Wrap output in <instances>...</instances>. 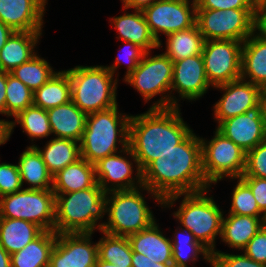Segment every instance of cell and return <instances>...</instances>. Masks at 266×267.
Listing matches in <instances>:
<instances>
[{
  "mask_svg": "<svg viewBox=\"0 0 266 267\" xmlns=\"http://www.w3.org/2000/svg\"><path fill=\"white\" fill-rule=\"evenodd\" d=\"M174 98L171 94L163 95L146 113L130 117L128 147L123 153L132 156L136 171H142L192 132L181 118Z\"/></svg>",
  "mask_w": 266,
  "mask_h": 267,
  "instance_id": "1",
  "label": "cell"
},
{
  "mask_svg": "<svg viewBox=\"0 0 266 267\" xmlns=\"http://www.w3.org/2000/svg\"><path fill=\"white\" fill-rule=\"evenodd\" d=\"M143 190L163 206L166 197L208 189L202 169V145L193 131L142 171Z\"/></svg>",
  "mask_w": 266,
  "mask_h": 267,
  "instance_id": "2",
  "label": "cell"
},
{
  "mask_svg": "<svg viewBox=\"0 0 266 267\" xmlns=\"http://www.w3.org/2000/svg\"><path fill=\"white\" fill-rule=\"evenodd\" d=\"M106 210V192L98 183L85 190L55 195L54 231L57 234L93 233L96 228L101 231L102 224L97 222Z\"/></svg>",
  "mask_w": 266,
  "mask_h": 267,
  "instance_id": "3",
  "label": "cell"
},
{
  "mask_svg": "<svg viewBox=\"0 0 266 267\" xmlns=\"http://www.w3.org/2000/svg\"><path fill=\"white\" fill-rule=\"evenodd\" d=\"M118 112L117 105L87 116L86 127L79 143L81 158L95 164L100 159L121 153L128 147L131 116ZM119 142L122 144L120 151L116 147Z\"/></svg>",
  "mask_w": 266,
  "mask_h": 267,
  "instance_id": "4",
  "label": "cell"
},
{
  "mask_svg": "<svg viewBox=\"0 0 266 267\" xmlns=\"http://www.w3.org/2000/svg\"><path fill=\"white\" fill-rule=\"evenodd\" d=\"M203 189L197 192L181 193L168 196L163 201V207L172 206L182 195L184 199L174 217L190 230L195 238L211 253L215 251V239L221 235L223 212L212 197H207ZM180 196V197H179Z\"/></svg>",
  "mask_w": 266,
  "mask_h": 267,
  "instance_id": "5",
  "label": "cell"
},
{
  "mask_svg": "<svg viewBox=\"0 0 266 267\" xmlns=\"http://www.w3.org/2000/svg\"><path fill=\"white\" fill-rule=\"evenodd\" d=\"M71 101L89 115L117 106V78L105 66H76L67 70Z\"/></svg>",
  "mask_w": 266,
  "mask_h": 267,
  "instance_id": "6",
  "label": "cell"
},
{
  "mask_svg": "<svg viewBox=\"0 0 266 267\" xmlns=\"http://www.w3.org/2000/svg\"><path fill=\"white\" fill-rule=\"evenodd\" d=\"M140 188L143 186L106 192L108 222L101 223V232L128 237L155 222L152 211L139 191Z\"/></svg>",
  "mask_w": 266,
  "mask_h": 267,
  "instance_id": "7",
  "label": "cell"
},
{
  "mask_svg": "<svg viewBox=\"0 0 266 267\" xmlns=\"http://www.w3.org/2000/svg\"><path fill=\"white\" fill-rule=\"evenodd\" d=\"M0 198V218L22 219L44 231H54L55 194L52 189L25 188Z\"/></svg>",
  "mask_w": 266,
  "mask_h": 267,
  "instance_id": "8",
  "label": "cell"
},
{
  "mask_svg": "<svg viewBox=\"0 0 266 267\" xmlns=\"http://www.w3.org/2000/svg\"><path fill=\"white\" fill-rule=\"evenodd\" d=\"M196 24L204 40L244 42L255 32V9H196Z\"/></svg>",
  "mask_w": 266,
  "mask_h": 267,
  "instance_id": "9",
  "label": "cell"
},
{
  "mask_svg": "<svg viewBox=\"0 0 266 267\" xmlns=\"http://www.w3.org/2000/svg\"><path fill=\"white\" fill-rule=\"evenodd\" d=\"M202 145V169L210 186L224 177L240 178L245 170L246 152L217 129L208 141L200 138Z\"/></svg>",
  "mask_w": 266,
  "mask_h": 267,
  "instance_id": "10",
  "label": "cell"
},
{
  "mask_svg": "<svg viewBox=\"0 0 266 267\" xmlns=\"http://www.w3.org/2000/svg\"><path fill=\"white\" fill-rule=\"evenodd\" d=\"M243 42L238 40H206L202 58L205 74L212 87L241 78Z\"/></svg>",
  "mask_w": 266,
  "mask_h": 267,
  "instance_id": "11",
  "label": "cell"
},
{
  "mask_svg": "<svg viewBox=\"0 0 266 267\" xmlns=\"http://www.w3.org/2000/svg\"><path fill=\"white\" fill-rule=\"evenodd\" d=\"M156 0L143 10L151 33L162 45L159 32L168 35L193 27L196 24V1ZM191 7V8H190Z\"/></svg>",
  "mask_w": 266,
  "mask_h": 267,
  "instance_id": "12",
  "label": "cell"
},
{
  "mask_svg": "<svg viewBox=\"0 0 266 267\" xmlns=\"http://www.w3.org/2000/svg\"><path fill=\"white\" fill-rule=\"evenodd\" d=\"M147 51L136 69L124 81L144 97L145 102L156 95L170 93L173 80V61L164 53L149 57Z\"/></svg>",
  "mask_w": 266,
  "mask_h": 267,
  "instance_id": "13",
  "label": "cell"
},
{
  "mask_svg": "<svg viewBox=\"0 0 266 267\" xmlns=\"http://www.w3.org/2000/svg\"><path fill=\"white\" fill-rule=\"evenodd\" d=\"M92 234H57L48 267H94L98 259V243H91Z\"/></svg>",
  "mask_w": 266,
  "mask_h": 267,
  "instance_id": "14",
  "label": "cell"
},
{
  "mask_svg": "<svg viewBox=\"0 0 266 267\" xmlns=\"http://www.w3.org/2000/svg\"><path fill=\"white\" fill-rule=\"evenodd\" d=\"M217 130L245 152L266 141V123L259 102L244 114L221 121Z\"/></svg>",
  "mask_w": 266,
  "mask_h": 267,
  "instance_id": "15",
  "label": "cell"
},
{
  "mask_svg": "<svg viewBox=\"0 0 266 267\" xmlns=\"http://www.w3.org/2000/svg\"><path fill=\"white\" fill-rule=\"evenodd\" d=\"M215 88L224 90L222 98L214 105V116L218 123L244 114L260 102L261 88L246 79L239 78Z\"/></svg>",
  "mask_w": 266,
  "mask_h": 267,
  "instance_id": "16",
  "label": "cell"
},
{
  "mask_svg": "<svg viewBox=\"0 0 266 267\" xmlns=\"http://www.w3.org/2000/svg\"><path fill=\"white\" fill-rule=\"evenodd\" d=\"M210 86L202 54L173 62L171 89L177 91L181 98L196 100L202 97Z\"/></svg>",
  "mask_w": 266,
  "mask_h": 267,
  "instance_id": "17",
  "label": "cell"
},
{
  "mask_svg": "<svg viewBox=\"0 0 266 267\" xmlns=\"http://www.w3.org/2000/svg\"><path fill=\"white\" fill-rule=\"evenodd\" d=\"M133 163L126 157L117 153L106 156L95 163V173L98 185L105 191L131 190L143 186L141 171H137L135 179L131 176L133 173ZM135 180L137 184H135ZM109 182L112 185L108 186Z\"/></svg>",
  "mask_w": 266,
  "mask_h": 267,
  "instance_id": "18",
  "label": "cell"
},
{
  "mask_svg": "<svg viewBox=\"0 0 266 267\" xmlns=\"http://www.w3.org/2000/svg\"><path fill=\"white\" fill-rule=\"evenodd\" d=\"M47 0H0V21L14 31H42Z\"/></svg>",
  "mask_w": 266,
  "mask_h": 267,
  "instance_id": "19",
  "label": "cell"
},
{
  "mask_svg": "<svg viewBox=\"0 0 266 267\" xmlns=\"http://www.w3.org/2000/svg\"><path fill=\"white\" fill-rule=\"evenodd\" d=\"M127 238L132 252L144 254L152 262L173 263L171 239L162 234L156 221Z\"/></svg>",
  "mask_w": 266,
  "mask_h": 267,
  "instance_id": "20",
  "label": "cell"
},
{
  "mask_svg": "<svg viewBox=\"0 0 266 267\" xmlns=\"http://www.w3.org/2000/svg\"><path fill=\"white\" fill-rule=\"evenodd\" d=\"M46 111L52 133L57 138L71 139L80 143L86 127L87 114L72 101Z\"/></svg>",
  "mask_w": 266,
  "mask_h": 267,
  "instance_id": "21",
  "label": "cell"
},
{
  "mask_svg": "<svg viewBox=\"0 0 266 267\" xmlns=\"http://www.w3.org/2000/svg\"><path fill=\"white\" fill-rule=\"evenodd\" d=\"M41 31H15L0 50V70L10 73L36 55Z\"/></svg>",
  "mask_w": 266,
  "mask_h": 267,
  "instance_id": "22",
  "label": "cell"
},
{
  "mask_svg": "<svg viewBox=\"0 0 266 267\" xmlns=\"http://www.w3.org/2000/svg\"><path fill=\"white\" fill-rule=\"evenodd\" d=\"M96 184L95 165L80 158L53 175L52 190L59 195L85 190Z\"/></svg>",
  "mask_w": 266,
  "mask_h": 267,
  "instance_id": "23",
  "label": "cell"
},
{
  "mask_svg": "<svg viewBox=\"0 0 266 267\" xmlns=\"http://www.w3.org/2000/svg\"><path fill=\"white\" fill-rule=\"evenodd\" d=\"M110 21L118 31V37L123 42L134 43L146 52L153 48H159V43L151 33L143 11L135 10L134 13H126L122 16L114 17Z\"/></svg>",
  "mask_w": 266,
  "mask_h": 267,
  "instance_id": "24",
  "label": "cell"
},
{
  "mask_svg": "<svg viewBox=\"0 0 266 267\" xmlns=\"http://www.w3.org/2000/svg\"><path fill=\"white\" fill-rule=\"evenodd\" d=\"M260 88L266 86V40L251 34L242 45L241 78Z\"/></svg>",
  "mask_w": 266,
  "mask_h": 267,
  "instance_id": "25",
  "label": "cell"
},
{
  "mask_svg": "<svg viewBox=\"0 0 266 267\" xmlns=\"http://www.w3.org/2000/svg\"><path fill=\"white\" fill-rule=\"evenodd\" d=\"M263 225L260 217L229 213L228 218H222L220 237L229 247L243 250Z\"/></svg>",
  "mask_w": 266,
  "mask_h": 267,
  "instance_id": "26",
  "label": "cell"
},
{
  "mask_svg": "<svg viewBox=\"0 0 266 267\" xmlns=\"http://www.w3.org/2000/svg\"><path fill=\"white\" fill-rule=\"evenodd\" d=\"M43 231L26 220L0 218V245L11 255L22 250Z\"/></svg>",
  "mask_w": 266,
  "mask_h": 267,
  "instance_id": "27",
  "label": "cell"
},
{
  "mask_svg": "<svg viewBox=\"0 0 266 267\" xmlns=\"http://www.w3.org/2000/svg\"><path fill=\"white\" fill-rule=\"evenodd\" d=\"M56 239L55 231H43L22 250L11 254V267H48Z\"/></svg>",
  "mask_w": 266,
  "mask_h": 267,
  "instance_id": "28",
  "label": "cell"
},
{
  "mask_svg": "<svg viewBox=\"0 0 266 267\" xmlns=\"http://www.w3.org/2000/svg\"><path fill=\"white\" fill-rule=\"evenodd\" d=\"M18 167L22 185L24 181L30 184L28 189H52L53 175L49 172L40 152L35 146H29L23 151L20 155Z\"/></svg>",
  "mask_w": 266,
  "mask_h": 267,
  "instance_id": "29",
  "label": "cell"
},
{
  "mask_svg": "<svg viewBox=\"0 0 266 267\" xmlns=\"http://www.w3.org/2000/svg\"><path fill=\"white\" fill-rule=\"evenodd\" d=\"M71 101L68 71H59L33 93V105L48 110Z\"/></svg>",
  "mask_w": 266,
  "mask_h": 267,
  "instance_id": "30",
  "label": "cell"
},
{
  "mask_svg": "<svg viewBox=\"0 0 266 267\" xmlns=\"http://www.w3.org/2000/svg\"><path fill=\"white\" fill-rule=\"evenodd\" d=\"M79 142L57 138L51 139L45 146L44 150L35 146L40 152L49 172L55 175L69 164L75 163L81 158Z\"/></svg>",
  "mask_w": 266,
  "mask_h": 267,
  "instance_id": "31",
  "label": "cell"
},
{
  "mask_svg": "<svg viewBox=\"0 0 266 267\" xmlns=\"http://www.w3.org/2000/svg\"><path fill=\"white\" fill-rule=\"evenodd\" d=\"M204 37L197 24L193 27L167 35L166 52L173 62L202 54Z\"/></svg>",
  "mask_w": 266,
  "mask_h": 267,
  "instance_id": "32",
  "label": "cell"
},
{
  "mask_svg": "<svg viewBox=\"0 0 266 267\" xmlns=\"http://www.w3.org/2000/svg\"><path fill=\"white\" fill-rule=\"evenodd\" d=\"M179 230L180 233L177 230V234L174 233L175 238L171 239L174 267H188V261H196L199 254L211 264L212 253L195 238L190 230L184 228Z\"/></svg>",
  "mask_w": 266,
  "mask_h": 267,
  "instance_id": "33",
  "label": "cell"
},
{
  "mask_svg": "<svg viewBox=\"0 0 266 267\" xmlns=\"http://www.w3.org/2000/svg\"><path fill=\"white\" fill-rule=\"evenodd\" d=\"M14 118V121H8L9 138L16 123L21 125L24 129L23 132H25L32 141L37 138L48 137L52 134L48 114L45 109L32 105L20 111Z\"/></svg>",
  "mask_w": 266,
  "mask_h": 267,
  "instance_id": "34",
  "label": "cell"
},
{
  "mask_svg": "<svg viewBox=\"0 0 266 267\" xmlns=\"http://www.w3.org/2000/svg\"><path fill=\"white\" fill-rule=\"evenodd\" d=\"M104 237L98 243V257L118 267L132 266V249L127 237L102 232Z\"/></svg>",
  "mask_w": 266,
  "mask_h": 267,
  "instance_id": "35",
  "label": "cell"
},
{
  "mask_svg": "<svg viewBox=\"0 0 266 267\" xmlns=\"http://www.w3.org/2000/svg\"><path fill=\"white\" fill-rule=\"evenodd\" d=\"M10 73L25 84L32 92H35L56 72L52 69L49 62L36 54L29 61L16 67Z\"/></svg>",
  "mask_w": 266,
  "mask_h": 267,
  "instance_id": "36",
  "label": "cell"
},
{
  "mask_svg": "<svg viewBox=\"0 0 266 267\" xmlns=\"http://www.w3.org/2000/svg\"><path fill=\"white\" fill-rule=\"evenodd\" d=\"M33 93L18 78L7 72L5 115L16 116L33 105Z\"/></svg>",
  "mask_w": 266,
  "mask_h": 267,
  "instance_id": "37",
  "label": "cell"
},
{
  "mask_svg": "<svg viewBox=\"0 0 266 267\" xmlns=\"http://www.w3.org/2000/svg\"><path fill=\"white\" fill-rule=\"evenodd\" d=\"M238 179L232 193V203L228 213L260 217L264 221L265 215H262L250 187L241 178Z\"/></svg>",
  "mask_w": 266,
  "mask_h": 267,
  "instance_id": "38",
  "label": "cell"
},
{
  "mask_svg": "<svg viewBox=\"0 0 266 267\" xmlns=\"http://www.w3.org/2000/svg\"><path fill=\"white\" fill-rule=\"evenodd\" d=\"M242 176L266 179V141L246 152L245 170Z\"/></svg>",
  "mask_w": 266,
  "mask_h": 267,
  "instance_id": "39",
  "label": "cell"
},
{
  "mask_svg": "<svg viewBox=\"0 0 266 267\" xmlns=\"http://www.w3.org/2000/svg\"><path fill=\"white\" fill-rule=\"evenodd\" d=\"M18 165L0 163V197L22 189Z\"/></svg>",
  "mask_w": 266,
  "mask_h": 267,
  "instance_id": "40",
  "label": "cell"
},
{
  "mask_svg": "<svg viewBox=\"0 0 266 267\" xmlns=\"http://www.w3.org/2000/svg\"><path fill=\"white\" fill-rule=\"evenodd\" d=\"M212 267H266L245 254L234 255L215 250L211 256Z\"/></svg>",
  "mask_w": 266,
  "mask_h": 267,
  "instance_id": "41",
  "label": "cell"
},
{
  "mask_svg": "<svg viewBox=\"0 0 266 267\" xmlns=\"http://www.w3.org/2000/svg\"><path fill=\"white\" fill-rule=\"evenodd\" d=\"M244 254L252 260L266 265V226L263 225L243 248Z\"/></svg>",
  "mask_w": 266,
  "mask_h": 267,
  "instance_id": "42",
  "label": "cell"
},
{
  "mask_svg": "<svg viewBox=\"0 0 266 267\" xmlns=\"http://www.w3.org/2000/svg\"><path fill=\"white\" fill-rule=\"evenodd\" d=\"M255 0H196V9H255Z\"/></svg>",
  "mask_w": 266,
  "mask_h": 267,
  "instance_id": "43",
  "label": "cell"
},
{
  "mask_svg": "<svg viewBox=\"0 0 266 267\" xmlns=\"http://www.w3.org/2000/svg\"><path fill=\"white\" fill-rule=\"evenodd\" d=\"M125 43L127 46V50H126V53L124 54L125 55L124 57H126L125 59H126V62L128 63L127 71L125 75V78H126L136 69L138 63L142 60L146 51L134 43L127 42V41ZM120 63H121V58H120V55H118L116 57L114 65L105 66V67L114 75Z\"/></svg>",
  "mask_w": 266,
  "mask_h": 267,
  "instance_id": "44",
  "label": "cell"
},
{
  "mask_svg": "<svg viewBox=\"0 0 266 267\" xmlns=\"http://www.w3.org/2000/svg\"><path fill=\"white\" fill-rule=\"evenodd\" d=\"M240 178L250 187L260 211L266 215V179L250 176Z\"/></svg>",
  "mask_w": 266,
  "mask_h": 267,
  "instance_id": "45",
  "label": "cell"
},
{
  "mask_svg": "<svg viewBox=\"0 0 266 267\" xmlns=\"http://www.w3.org/2000/svg\"><path fill=\"white\" fill-rule=\"evenodd\" d=\"M262 39L266 40V2H258L255 8V31Z\"/></svg>",
  "mask_w": 266,
  "mask_h": 267,
  "instance_id": "46",
  "label": "cell"
},
{
  "mask_svg": "<svg viewBox=\"0 0 266 267\" xmlns=\"http://www.w3.org/2000/svg\"><path fill=\"white\" fill-rule=\"evenodd\" d=\"M131 267H174L173 263L152 262L147 256L139 253H132Z\"/></svg>",
  "mask_w": 266,
  "mask_h": 267,
  "instance_id": "47",
  "label": "cell"
},
{
  "mask_svg": "<svg viewBox=\"0 0 266 267\" xmlns=\"http://www.w3.org/2000/svg\"><path fill=\"white\" fill-rule=\"evenodd\" d=\"M123 5V9L134 8V10L143 11L145 8L149 7L156 0H121Z\"/></svg>",
  "mask_w": 266,
  "mask_h": 267,
  "instance_id": "48",
  "label": "cell"
},
{
  "mask_svg": "<svg viewBox=\"0 0 266 267\" xmlns=\"http://www.w3.org/2000/svg\"><path fill=\"white\" fill-rule=\"evenodd\" d=\"M7 72L0 70V114L5 115Z\"/></svg>",
  "mask_w": 266,
  "mask_h": 267,
  "instance_id": "49",
  "label": "cell"
},
{
  "mask_svg": "<svg viewBox=\"0 0 266 267\" xmlns=\"http://www.w3.org/2000/svg\"><path fill=\"white\" fill-rule=\"evenodd\" d=\"M15 31L0 21V50Z\"/></svg>",
  "mask_w": 266,
  "mask_h": 267,
  "instance_id": "50",
  "label": "cell"
},
{
  "mask_svg": "<svg viewBox=\"0 0 266 267\" xmlns=\"http://www.w3.org/2000/svg\"><path fill=\"white\" fill-rule=\"evenodd\" d=\"M9 140V124L8 121L0 120V145L5 144Z\"/></svg>",
  "mask_w": 266,
  "mask_h": 267,
  "instance_id": "51",
  "label": "cell"
},
{
  "mask_svg": "<svg viewBox=\"0 0 266 267\" xmlns=\"http://www.w3.org/2000/svg\"><path fill=\"white\" fill-rule=\"evenodd\" d=\"M0 267H11V255L0 245Z\"/></svg>",
  "mask_w": 266,
  "mask_h": 267,
  "instance_id": "52",
  "label": "cell"
},
{
  "mask_svg": "<svg viewBox=\"0 0 266 267\" xmlns=\"http://www.w3.org/2000/svg\"><path fill=\"white\" fill-rule=\"evenodd\" d=\"M260 103L262 106V115L266 123V86L260 90Z\"/></svg>",
  "mask_w": 266,
  "mask_h": 267,
  "instance_id": "53",
  "label": "cell"
},
{
  "mask_svg": "<svg viewBox=\"0 0 266 267\" xmlns=\"http://www.w3.org/2000/svg\"><path fill=\"white\" fill-rule=\"evenodd\" d=\"M94 267H118L117 264H112L106 261L101 260L99 257Z\"/></svg>",
  "mask_w": 266,
  "mask_h": 267,
  "instance_id": "54",
  "label": "cell"
},
{
  "mask_svg": "<svg viewBox=\"0 0 266 267\" xmlns=\"http://www.w3.org/2000/svg\"><path fill=\"white\" fill-rule=\"evenodd\" d=\"M256 1V3H258V2H264L265 0H255Z\"/></svg>",
  "mask_w": 266,
  "mask_h": 267,
  "instance_id": "55",
  "label": "cell"
},
{
  "mask_svg": "<svg viewBox=\"0 0 266 267\" xmlns=\"http://www.w3.org/2000/svg\"><path fill=\"white\" fill-rule=\"evenodd\" d=\"M264 225L266 226V215L264 217Z\"/></svg>",
  "mask_w": 266,
  "mask_h": 267,
  "instance_id": "56",
  "label": "cell"
}]
</instances>
